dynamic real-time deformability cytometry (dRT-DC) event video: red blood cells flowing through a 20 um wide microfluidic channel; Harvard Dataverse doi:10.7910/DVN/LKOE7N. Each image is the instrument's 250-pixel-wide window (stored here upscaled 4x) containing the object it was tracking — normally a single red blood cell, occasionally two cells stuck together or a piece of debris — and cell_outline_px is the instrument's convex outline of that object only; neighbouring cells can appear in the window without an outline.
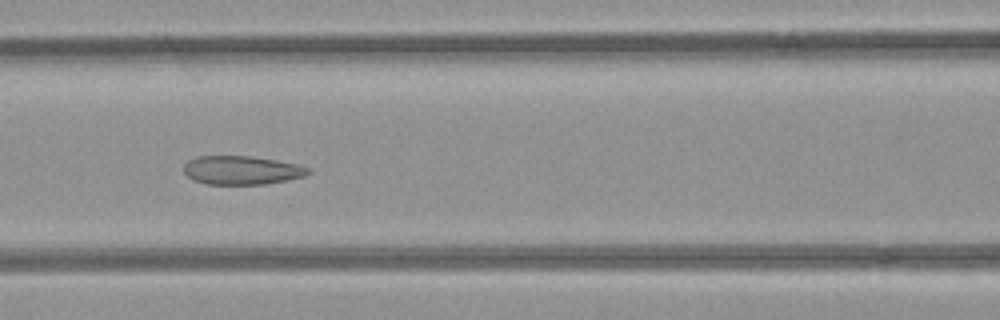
{"species": "common noctule bat (a hibernating species)", "species_latin": "Nyctalus noctula", "temperature_condition": "room temperature", "stored_images_in_passage": 54, "segment_of_instrument_passage": [1, 2], "camera_frame_rate_fps": 3000, "um_per_image_px": 0.085, "animal": {"sex": "female", "body_mass_g": 21.9}, "frame": {"image": 1, "passage_image": 23, "time_ms": 7.333, "image_size_px": [1000, 320], "cell_outline_px": [[312, 172], [304, 176], [264, 184], [208, 184], [192, 180], [184, 172], [184, 164], [188, 160], [196, 156], [252, 156], [300, 164], [308, 168]], "centroid_in_image_um": [20.53, 14.46], "position_along_channel_um": 146.1, "area_um2": 20.81}}
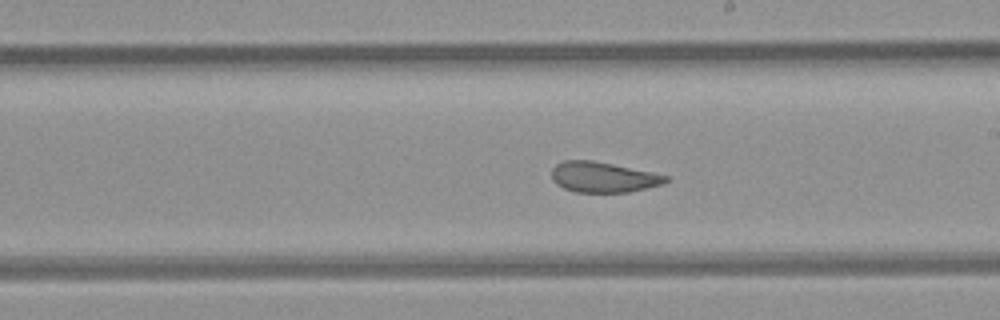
{"frame": {"image": 2, "passage_image": 30, "time_ms": 9.667, "image_size_px": [1000, 320], "cell_outline_px": [[668, 180], [664, 184], [628, 192], [576, 192], [564, 188], [556, 184], [552, 180], [552, 168], [556, 164], [564, 160], [592, 160], [652, 172], [668, 176]], "centroid_in_image_um": [51.25, 15.05], "position_along_channel_um": 237.7, "area_um2": 20.17}}
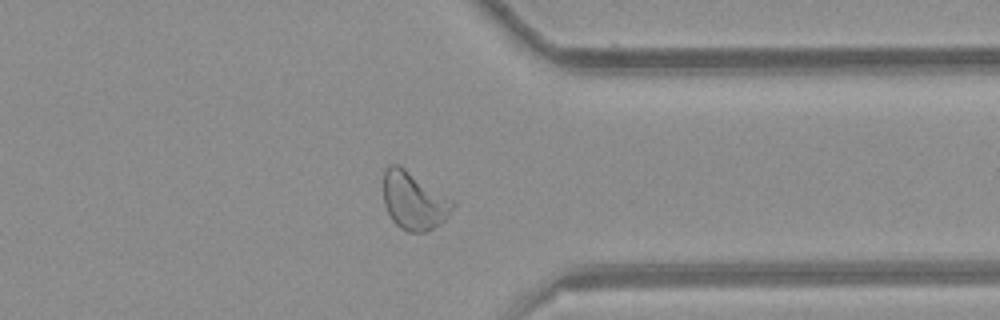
{"frame": {"image": 3, "passage_image": 41, "time_ms": 13.333, "image_size_px": [1000, 320], "cell_outline_px": [[456, 204], [448, 216], [440, 224], [424, 232], [408, 232], [400, 228], [392, 220], [384, 204], [384, 172], [392, 164], [400, 164], [456, 200]], "centroid_in_image_um": [35.23, 17.05], "position_along_channel_um": 376.2, "area_um2": 23.7}}